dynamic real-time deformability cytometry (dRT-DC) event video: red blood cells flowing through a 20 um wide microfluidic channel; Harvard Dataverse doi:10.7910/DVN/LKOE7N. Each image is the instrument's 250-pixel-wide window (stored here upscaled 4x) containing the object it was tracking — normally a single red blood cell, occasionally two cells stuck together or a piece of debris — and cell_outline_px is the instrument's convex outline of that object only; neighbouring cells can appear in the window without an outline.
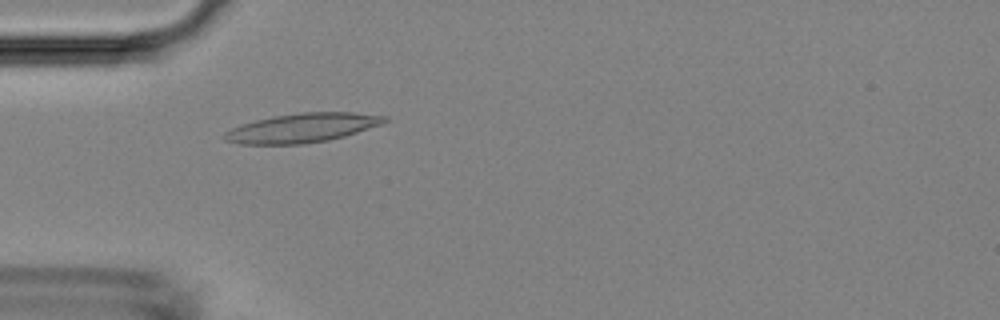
{"species": "Egyptian fruit bat (a non-hibernating species)", "species_latin": "Rousettus aegyptiacus", "temperature_condition": "room temperature", "stored_images_in_passage": 2, "camera_frame_rate_fps": 3000, "um_per_image_px": 0.085, "animal": {"sex": "female"}, "frame": {"image": 1, "passage_image": 2, "time_ms": 1.333, "image_size_px": [1000, 320], "cell_outline_px": [[388, 120], [380, 124], [344, 136], [328, 140], [300, 144], [240, 144], [224, 140], [220, 136], [224, 132], [232, 128], [256, 120], [272, 116], [300, 112], [352, 112], [388, 116]], "centroid_in_image_um": [25.65, 10.86], "position_along_channel_um": 59.4, "area_um2": 27.05}}